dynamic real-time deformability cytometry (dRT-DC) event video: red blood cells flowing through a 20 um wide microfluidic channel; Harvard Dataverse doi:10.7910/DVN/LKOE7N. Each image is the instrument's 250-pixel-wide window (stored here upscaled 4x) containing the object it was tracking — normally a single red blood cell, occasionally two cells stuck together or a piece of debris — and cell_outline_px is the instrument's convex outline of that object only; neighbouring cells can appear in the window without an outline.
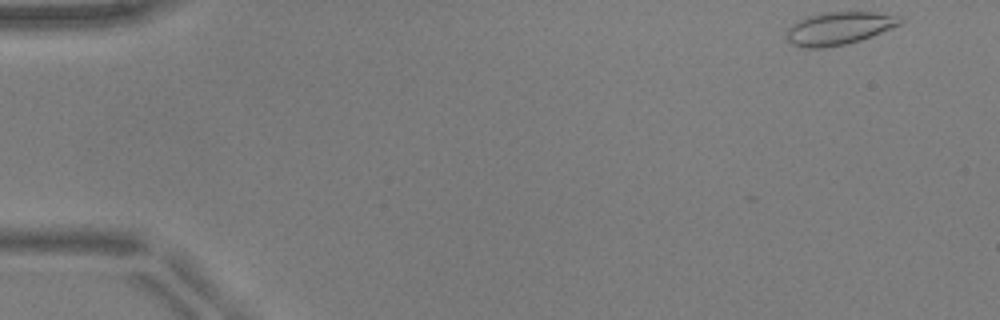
{"species": "common noctule bat (a hibernating species)", "species_latin": "Nyctalus noctula", "temperature_condition": "warm", "stored_images_in_passage": 13, "camera_frame_rate_fps": 3000, "um_per_image_px": 0.085, "animal": {"sex": "male", "body_mass_g": 17.9, "forearm_length_mm": 54.2}, "frame": {"image": 1, "passage_image": 1, "time_ms": 0.0, "image_size_px": [1000, 320], "cell_outline_px": [[904, 20], [900, 24], [892, 28], [872, 36], [848, 44], [824, 48], [800, 48], [792, 44], [788, 40], [788, 28], [792, 24], [808, 16], [824, 12], [876, 12], [900, 16]], "centroid_in_image_um": [71.33, 2.41], "position_along_channel_um": 13.7, "area_um2": 21.73}}